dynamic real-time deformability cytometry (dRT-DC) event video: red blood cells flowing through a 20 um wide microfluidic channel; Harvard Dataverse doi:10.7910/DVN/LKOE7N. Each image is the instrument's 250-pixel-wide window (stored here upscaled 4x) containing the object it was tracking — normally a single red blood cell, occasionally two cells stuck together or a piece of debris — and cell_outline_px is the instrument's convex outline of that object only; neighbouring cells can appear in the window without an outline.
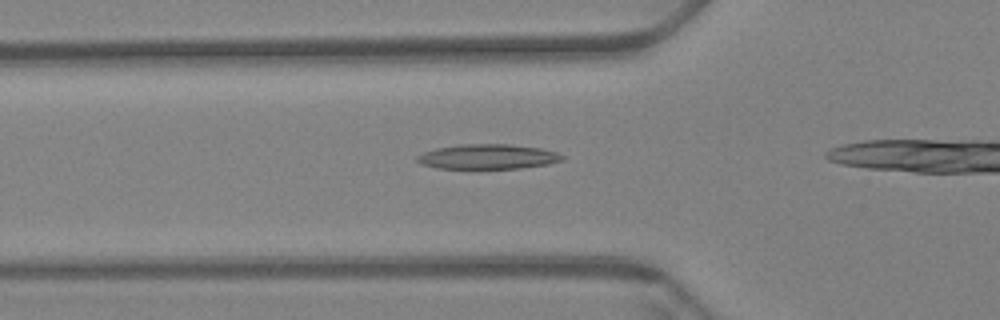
{"species": "Egyptian fruit bat (a non-hibernating species)", "species_latin": "Rousettus aegyptiacus", "temperature_condition": "warm", "stored_images_in_passage": 39, "camera_frame_rate_fps": 3000, "um_per_image_px": 0.085, "animal": {"sex": "female"}, "frame": {"image": 1, "passage_image": 12, "time_ms": 3.667, "image_size_px": [1000, 320], "cell_outline_px": [[564, 160], [548, 164], [520, 168], [436, 168], [420, 164], [416, 160], [416, 156], [424, 152], [436, 148], [460, 144], [508, 144], [540, 148], [556, 152], [564, 156]], "centroid_in_image_um": [41.45, 13.31], "position_along_channel_um": 84.4, "area_um2": 20.98}}
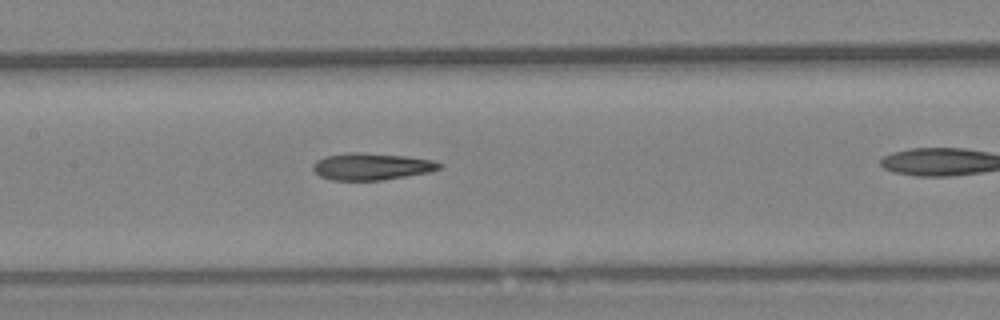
{"frame": {"image": 2, "passage_image": 20, "time_ms": 6.333, "image_size_px": [1000, 320], "cell_outline_px": [[444, 164], [440, 168], [428, 172], [384, 180], [332, 180], [320, 176], [312, 168], [312, 164], [316, 160], [324, 156], [348, 152], [356, 152], [404, 156], [432, 160]], "centroid_in_image_um": [31.54, 14.15], "position_along_channel_um": 175.9, "area_um2": 19.77}}
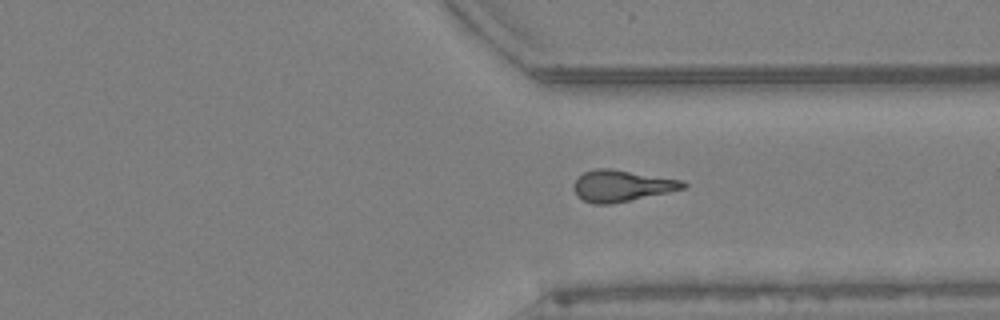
{"frame": {"image": 3, "passage_image": 36, "time_ms": 11.667, "image_size_px": [1000, 320], "cell_outline_px": [[688, 184], [684, 188], [668, 192], [612, 204], [592, 204], [576, 196], [572, 188], [572, 184], [584, 172], [596, 168], [612, 168], [680, 180]], "centroid_in_image_um": [52.78, 15.79], "position_along_channel_um": 358.6, "area_um2": 20.0}}